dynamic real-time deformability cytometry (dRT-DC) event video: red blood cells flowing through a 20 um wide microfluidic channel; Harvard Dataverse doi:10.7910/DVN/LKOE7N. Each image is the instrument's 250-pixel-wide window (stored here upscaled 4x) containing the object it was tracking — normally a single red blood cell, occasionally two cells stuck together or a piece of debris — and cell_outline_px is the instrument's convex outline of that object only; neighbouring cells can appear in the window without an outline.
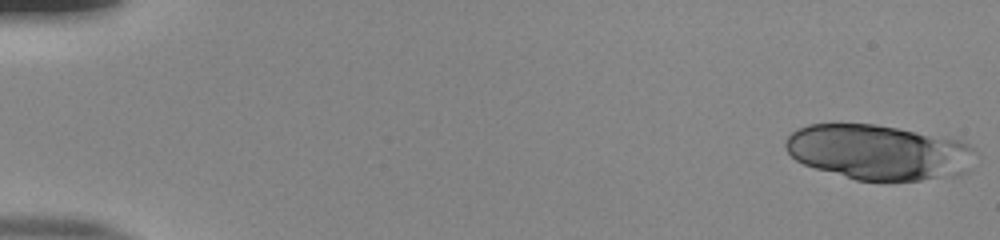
{"species": "human", "species_latin": "Homo sapiens", "temperature_condition": "room temperature", "stored_images_in_passage": 52, "segment_of_instrument_passage": [1, 2], "camera_frame_rate_fps": 3000, "um_per_image_px": 0.085, "donor": {"sex": "male"}, "frame": {"image": 1, "passage_image": 1, "time_ms": 0.0, "image_size_px": [1000, 240], "cell_outline_px": [[980, 156], [964, 172], [956, 176], [920, 180], [856, 180], [816, 168], [804, 164], [796, 160], [788, 152], [784, 144], [784, 140], [796, 128], [808, 124], [876, 124], [900, 128], [960, 140], [968, 144]], "centroid_in_image_um": [74.71, 12.93], "position_along_channel_um": 10.3, "area_um2": 61.27}}
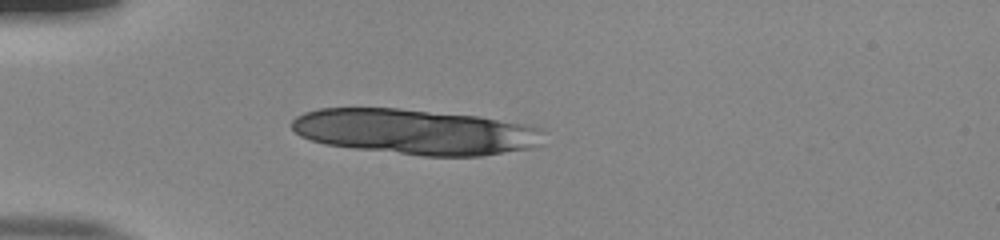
{"frame": {"image": 2, "passage_image": 15, "time_ms": 4.667, "image_size_px": [1000, 240], "cell_outline_px": [[544, 144], [528, 148], [480, 156], [420, 156], [352, 148], [324, 144], [300, 136], [292, 128], [292, 120], [296, 116], [304, 112], [320, 108], [400, 108], [480, 116], [528, 124], [540, 128]], "centroid_in_image_um": [35.3, 11.19], "position_along_channel_um": 49.7, "area_um2": 66.99}}